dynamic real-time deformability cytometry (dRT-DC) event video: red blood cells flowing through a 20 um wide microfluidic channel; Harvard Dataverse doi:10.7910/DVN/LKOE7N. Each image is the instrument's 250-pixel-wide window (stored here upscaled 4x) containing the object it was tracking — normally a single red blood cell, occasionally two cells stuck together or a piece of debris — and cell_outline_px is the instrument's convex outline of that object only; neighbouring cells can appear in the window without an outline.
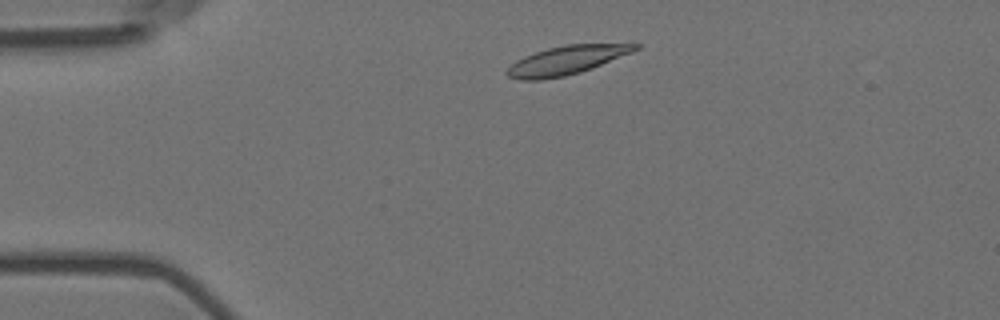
{"species": "Egyptian fruit bat (a non-hibernating species)", "species_latin": "Rousettus aegyptiacus", "temperature_condition": "room temperature", "stored_images_in_passage": 46, "camera_frame_rate_fps": 3000, "um_per_image_px": 0.085, "animal": {"sex": "female"}, "frame": {"image": 1, "passage_image": 2, "time_ms": 0.333, "image_size_px": [1000, 320], "cell_outline_px": [[640, 48], [632, 52], [592, 68], [580, 72], [564, 76], [540, 80], [520, 80], [508, 76], [504, 72], [516, 60], [524, 56], [548, 48], [564, 44], [640, 44]], "centroid_in_image_um": [48.12, 5.12], "position_along_channel_um": 36.9, "area_um2": 21.27}}
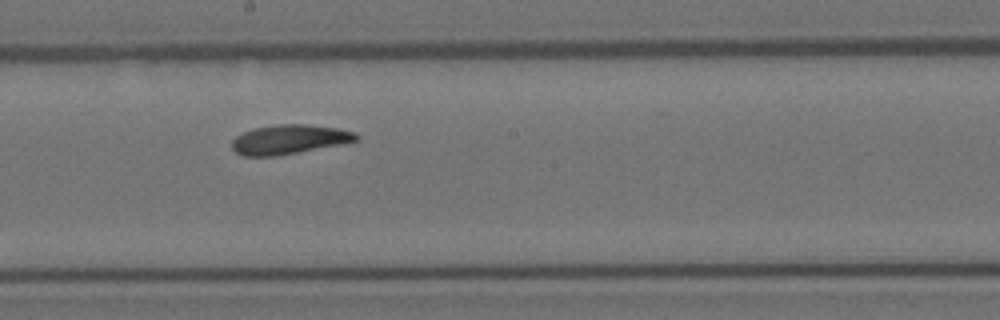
{"frame": {"image": 2, "passage_image": 21, "time_ms": 6.667, "image_size_px": [1000, 320], "cell_outline_px": [[360, 140], [340, 144], [276, 156], [244, 156], [236, 152], [232, 148], [232, 140], [236, 136], [252, 128], [276, 124], [308, 124], [336, 128], [356, 132], [360, 136]], "centroid_in_image_um": [24.59, 11.84], "position_along_channel_um": 223.6, "area_um2": 21.27}}
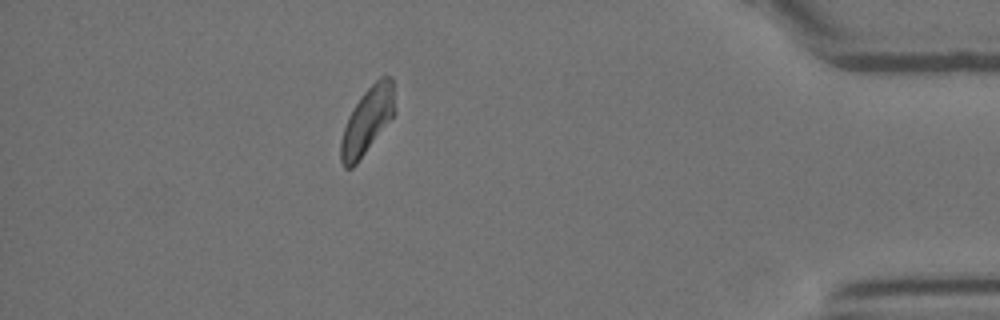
{"frame": {"image": 3, "passage_image": 40, "time_ms": 13.0, "image_size_px": [1000, 320], "cell_outline_px": [[396, 112], [356, 164], [352, 168], [344, 168], [340, 160], [340, 140], [348, 116], [360, 96], [380, 76], [392, 76]], "centroid_in_image_um": [31.21, 10.24], "position_along_channel_um": 404.0, "area_um2": 20.81}, "authors_computed_cell_mechanics": {"area_um2": 21.2126, "velocity_mm_per_s": 3.5593, "shape_relaxation_time_tau1_ms": 3.2272, "shape_relaxation_time_tau2_ms": 3.8816, "deformation_change_tau1": 0.124, "deformation_change_tau2": 0.0892}}